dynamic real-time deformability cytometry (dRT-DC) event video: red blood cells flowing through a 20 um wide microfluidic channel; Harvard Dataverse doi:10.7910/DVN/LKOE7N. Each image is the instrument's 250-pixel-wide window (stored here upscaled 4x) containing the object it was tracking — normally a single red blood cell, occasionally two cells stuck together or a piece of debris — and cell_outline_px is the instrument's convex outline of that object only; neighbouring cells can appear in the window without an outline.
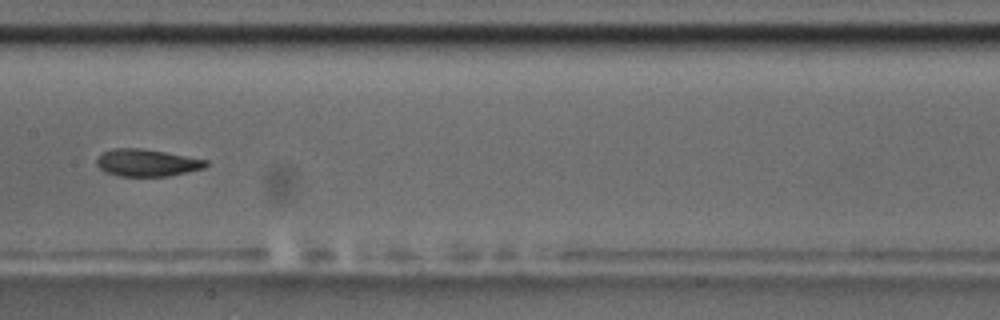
{"species": "common noctule bat (a hibernating species)", "species_latin": "Nyctalus noctula", "temperature_condition": "room temperature", "stored_images_in_passage": 8, "camera_frame_rate_fps": 3000, "um_per_image_px": 0.085, "animal": {"sex": "male", "body_mass_g": 17.5, "forearm_length_mm": 52.3}, "frame": {"image": 1, "passage_image": 5, "time_ms": 4.333, "image_size_px": [1000, 320], "cell_outline_px": [[208, 164], [204, 168], [188, 172], [168, 176], [120, 176], [104, 172], [96, 164], [96, 160], [104, 152], [112, 148], [140, 148], [164, 152], [208, 160]], "centroid_in_image_um": [12.48, 13.84], "position_along_channel_um": 194.9, "area_um2": 17.22}}